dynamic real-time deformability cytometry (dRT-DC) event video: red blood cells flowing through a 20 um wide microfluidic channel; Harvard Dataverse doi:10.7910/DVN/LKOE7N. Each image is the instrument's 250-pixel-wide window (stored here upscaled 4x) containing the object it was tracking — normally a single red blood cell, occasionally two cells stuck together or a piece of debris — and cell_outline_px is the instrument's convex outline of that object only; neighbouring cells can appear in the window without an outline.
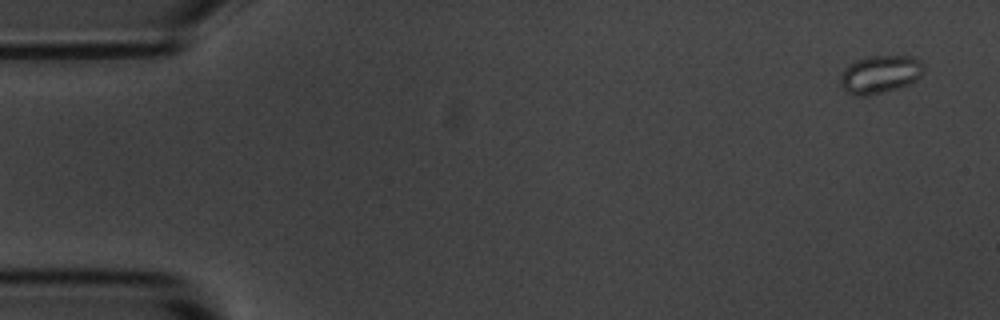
{"species": "common noctule bat (a hibernating species)", "species_latin": "Nyctalus noctula", "temperature_condition": "room temperature", "stored_images_in_passage": 3, "camera_frame_rate_fps": 3000, "um_per_image_px": 0.085, "animal": {"sex": "male", "body_mass_g": 20.1, "forearm_length_mm": 53.5}, "frame": {"image": 1, "passage_image": 1, "time_ms": 0.0, "image_size_px": [1000, 320], "cell_outline_px": [[924, 68], [920, 76], [916, 80], [908, 84], [896, 88], [864, 96], [856, 96], [848, 92], [840, 84], [840, 76], [844, 68], [848, 64], [856, 60], [868, 56], [912, 56], [920, 60], [924, 64]], "centroid_in_image_um": [74.79, 6.29], "position_along_channel_um": 10.2, "area_um2": 18.32}}